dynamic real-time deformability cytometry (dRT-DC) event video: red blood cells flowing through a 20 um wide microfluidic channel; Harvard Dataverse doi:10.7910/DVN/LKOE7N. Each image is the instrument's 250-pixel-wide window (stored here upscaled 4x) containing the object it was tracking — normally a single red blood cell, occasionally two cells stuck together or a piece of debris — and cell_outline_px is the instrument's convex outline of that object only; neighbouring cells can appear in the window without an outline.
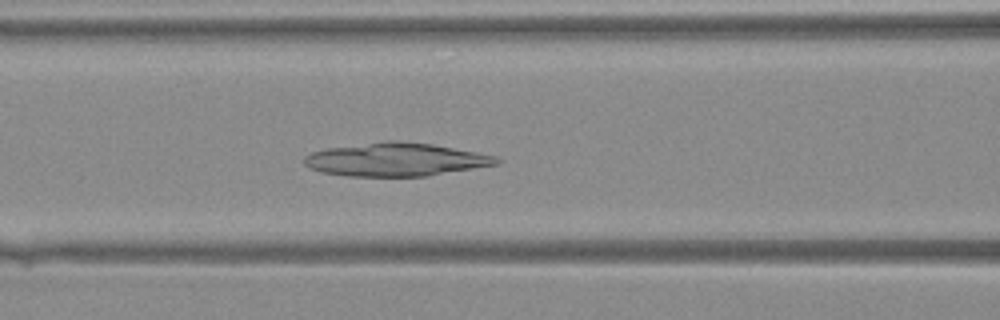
{"species": "Egyptian fruit bat (a non-hibernating species)", "species_latin": "Rousettus aegyptiacus", "temperature_condition": "warm", "stored_images_in_passage": 38, "camera_frame_rate_fps": 3000, "um_per_image_px": 0.085, "animal": {"sex": "female"}, "frame": {"image": 1, "passage_image": 17, "time_ms": 5.333, "image_size_px": [1000, 320], "cell_outline_px": [[500, 164], [428, 176], [348, 176], [324, 172], [308, 168], [304, 164], [304, 156], [312, 152], [328, 148], [388, 140], [432, 144], [476, 152], [496, 156], [500, 160]], "centroid_in_image_um": [33.65, 13.57], "position_along_channel_um": 132.9, "area_um2": 37.11}}
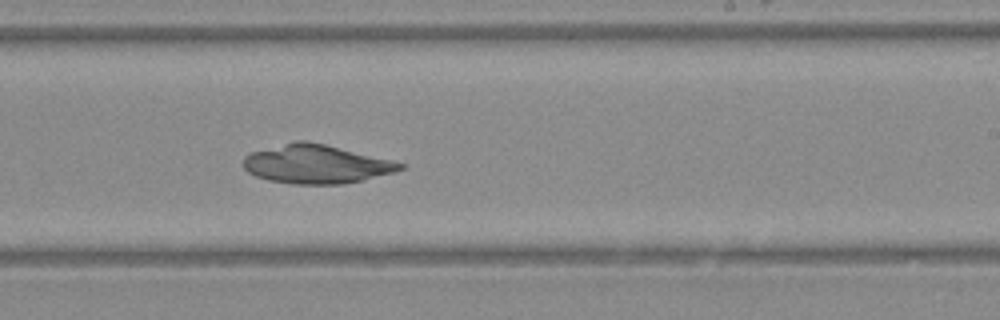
{"frame": {"image": 2, "passage_image": 25, "time_ms": 8.0, "image_size_px": [1000, 320], "cell_outline_px": [[404, 168], [392, 172], [344, 184], [292, 184], [268, 180], [256, 176], [248, 172], [244, 168], [244, 156], [252, 152], [292, 140], [308, 140], [392, 160], [404, 164]], "centroid_in_image_um": [26.82, 13.94], "position_along_channel_um": 262.2, "area_um2": 35.2}}
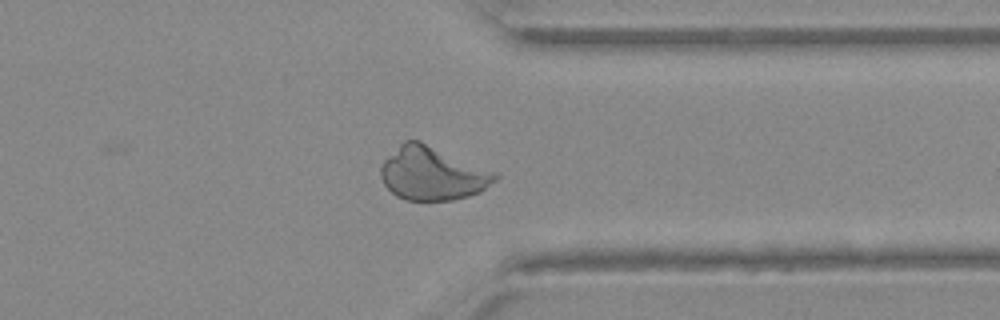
{"frame": {"image": 3, "passage_image": 32, "time_ms": 10.333, "image_size_px": [1000, 320], "cell_outline_px": [[500, 176], [496, 180], [480, 192], [468, 196], [452, 200], [404, 200], [396, 196], [384, 184], [380, 176], [380, 164], [404, 140], [420, 140], [500, 172]], "centroid_in_image_um": [36.8, 14.73], "position_along_channel_um": 374.6, "area_um2": 36.13}}